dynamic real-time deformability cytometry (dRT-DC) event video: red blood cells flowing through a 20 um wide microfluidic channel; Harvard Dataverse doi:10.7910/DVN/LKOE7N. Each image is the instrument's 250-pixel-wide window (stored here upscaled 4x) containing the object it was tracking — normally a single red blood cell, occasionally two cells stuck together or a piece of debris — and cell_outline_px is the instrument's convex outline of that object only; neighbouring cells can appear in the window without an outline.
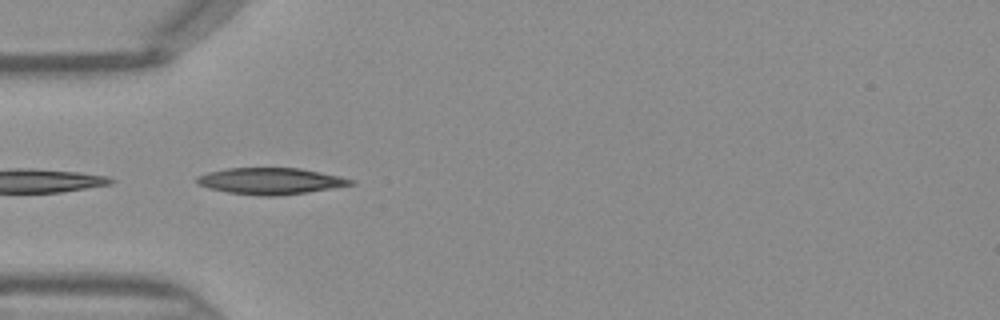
{"species": "Egyptian fruit bat (a non-hibernating species)", "species_latin": "Rousettus aegyptiacus", "temperature_condition": "warm", "stored_images_in_passage": 10, "camera_frame_rate_fps": 3000, "um_per_image_px": 0.085, "frame": {"image": 1, "passage_image": 2, "time_ms": 0.333, "image_size_px": [1000, 320], "cell_outline_px": [[356, 184], [308, 192], [276, 196], [264, 196], [228, 192], [208, 188], [200, 184], [196, 180], [196, 176], [208, 172], [228, 168], [300, 168], [340, 176], [356, 180]], "centroid_in_image_um": [23.03, 15.38], "position_along_channel_um": 62.0, "area_um2": 23.64}}